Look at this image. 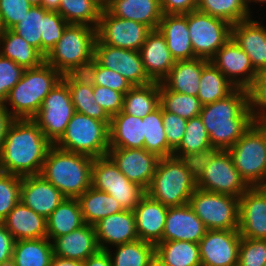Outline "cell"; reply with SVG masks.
Masks as SVG:
<instances>
[{"label": "cell", "instance_id": "6f0895ef", "mask_svg": "<svg viewBox=\"0 0 266 266\" xmlns=\"http://www.w3.org/2000/svg\"><path fill=\"white\" fill-rule=\"evenodd\" d=\"M218 151L217 147L211 146L196 153L184 154L180 159L184 162L186 169L197 180Z\"/></svg>", "mask_w": 266, "mask_h": 266}, {"label": "cell", "instance_id": "e575fe53", "mask_svg": "<svg viewBox=\"0 0 266 266\" xmlns=\"http://www.w3.org/2000/svg\"><path fill=\"white\" fill-rule=\"evenodd\" d=\"M84 224L78 200L65 198L47 218V238L52 242Z\"/></svg>", "mask_w": 266, "mask_h": 266}, {"label": "cell", "instance_id": "8c879c8a", "mask_svg": "<svg viewBox=\"0 0 266 266\" xmlns=\"http://www.w3.org/2000/svg\"><path fill=\"white\" fill-rule=\"evenodd\" d=\"M103 8L105 7L107 0H96Z\"/></svg>", "mask_w": 266, "mask_h": 266}, {"label": "cell", "instance_id": "44dd1931", "mask_svg": "<svg viewBox=\"0 0 266 266\" xmlns=\"http://www.w3.org/2000/svg\"><path fill=\"white\" fill-rule=\"evenodd\" d=\"M207 229L189 204L168 207L162 241H190L199 244Z\"/></svg>", "mask_w": 266, "mask_h": 266}, {"label": "cell", "instance_id": "89a4df30", "mask_svg": "<svg viewBox=\"0 0 266 266\" xmlns=\"http://www.w3.org/2000/svg\"><path fill=\"white\" fill-rule=\"evenodd\" d=\"M28 2H29L32 6H41V5H42V0H28Z\"/></svg>", "mask_w": 266, "mask_h": 266}, {"label": "cell", "instance_id": "3957f363", "mask_svg": "<svg viewBox=\"0 0 266 266\" xmlns=\"http://www.w3.org/2000/svg\"><path fill=\"white\" fill-rule=\"evenodd\" d=\"M94 158L66 151L52 144L47 151L40 175L65 198H78L91 187Z\"/></svg>", "mask_w": 266, "mask_h": 266}, {"label": "cell", "instance_id": "ba28073f", "mask_svg": "<svg viewBox=\"0 0 266 266\" xmlns=\"http://www.w3.org/2000/svg\"><path fill=\"white\" fill-rule=\"evenodd\" d=\"M227 151L250 187L266 182V132L256 122Z\"/></svg>", "mask_w": 266, "mask_h": 266}, {"label": "cell", "instance_id": "30bf717a", "mask_svg": "<svg viewBox=\"0 0 266 266\" xmlns=\"http://www.w3.org/2000/svg\"><path fill=\"white\" fill-rule=\"evenodd\" d=\"M91 186L112 196L124 210L133 211L146 191L119 171L106 155L94 158Z\"/></svg>", "mask_w": 266, "mask_h": 266}, {"label": "cell", "instance_id": "9a60e30c", "mask_svg": "<svg viewBox=\"0 0 266 266\" xmlns=\"http://www.w3.org/2000/svg\"><path fill=\"white\" fill-rule=\"evenodd\" d=\"M94 59L101 66L121 74L132 86L153 82L146 73L140 51L112 47L96 39Z\"/></svg>", "mask_w": 266, "mask_h": 266}, {"label": "cell", "instance_id": "ab89813d", "mask_svg": "<svg viewBox=\"0 0 266 266\" xmlns=\"http://www.w3.org/2000/svg\"><path fill=\"white\" fill-rule=\"evenodd\" d=\"M144 122L143 148L156 154L159 158L173 156V150L168 146L162 119V107L142 118Z\"/></svg>", "mask_w": 266, "mask_h": 266}, {"label": "cell", "instance_id": "8992f818", "mask_svg": "<svg viewBox=\"0 0 266 266\" xmlns=\"http://www.w3.org/2000/svg\"><path fill=\"white\" fill-rule=\"evenodd\" d=\"M196 179L175 156L160 158L146 194L166 207L187 204L196 190Z\"/></svg>", "mask_w": 266, "mask_h": 266}, {"label": "cell", "instance_id": "4fadbf2b", "mask_svg": "<svg viewBox=\"0 0 266 266\" xmlns=\"http://www.w3.org/2000/svg\"><path fill=\"white\" fill-rule=\"evenodd\" d=\"M199 189L240 197L250 186L241 177L227 150H219L196 180Z\"/></svg>", "mask_w": 266, "mask_h": 266}, {"label": "cell", "instance_id": "7a4b0ae2", "mask_svg": "<svg viewBox=\"0 0 266 266\" xmlns=\"http://www.w3.org/2000/svg\"><path fill=\"white\" fill-rule=\"evenodd\" d=\"M199 116L211 146L219 150L232 147L254 123L245 88H235L225 98L203 105Z\"/></svg>", "mask_w": 266, "mask_h": 266}, {"label": "cell", "instance_id": "680465c9", "mask_svg": "<svg viewBox=\"0 0 266 266\" xmlns=\"http://www.w3.org/2000/svg\"><path fill=\"white\" fill-rule=\"evenodd\" d=\"M163 14H186L197 10V0H159Z\"/></svg>", "mask_w": 266, "mask_h": 266}, {"label": "cell", "instance_id": "2e32d148", "mask_svg": "<svg viewBox=\"0 0 266 266\" xmlns=\"http://www.w3.org/2000/svg\"><path fill=\"white\" fill-rule=\"evenodd\" d=\"M240 241L238 229L207 230L199 242L202 266H237Z\"/></svg>", "mask_w": 266, "mask_h": 266}, {"label": "cell", "instance_id": "e0dca14e", "mask_svg": "<svg viewBox=\"0 0 266 266\" xmlns=\"http://www.w3.org/2000/svg\"><path fill=\"white\" fill-rule=\"evenodd\" d=\"M107 155L129 181L148 189L160 159L156 154L144 148H109Z\"/></svg>", "mask_w": 266, "mask_h": 266}, {"label": "cell", "instance_id": "7402d4cb", "mask_svg": "<svg viewBox=\"0 0 266 266\" xmlns=\"http://www.w3.org/2000/svg\"><path fill=\"white\" fill-rule=\"evenodd\" d=\"M94 228L100 250H108L111 246L114 247L139 239L135 216L130 210H123L102 218L94 225Z\"/></svg>", "mask_w": 266, "mask_h": 266}, {"label": "cell", "instance_id": "d6a6232c", "mask_svg": "<svg viewBox=\"0 0 266 266\" xmlns=\"http://www.w3.org/2000/svg\"><path fill=\"white\" fill-rule=\"evenodd\" d=\"M0 54L24 70L39 67L45 62V56L38 49L12 30H3L0 37Z\"/></svg>", "mask_w": 266, "mask_h": 266}, {"label": "cell", "instance_id": "83f0119b", "mask_svg": "<svg viewBox=\"0 0 266 266\" xmlns=\"http://www.w3.org/2000/svg\"><path fill=\"white\" fill-rule=\"evenodd\" d=\"M111 15L133 20L157 30L163 17L159 0H107L104 7Z\"/></svg>", "mask_w": 266, "mask_h": 266}, {"label": "cell", "instance_id": "5bb4252c", "mask_svg": "<svg viewBox=\"0 0 266 266\" xmlns=\"http://www.w3.org/2000/svg\"><path fill=\"white\" fill-rule=\"evenodd\" d=\"M151 31L142 23L113 16L103 8L96 28V39L101 44L140 51Z\"/></svg>", "mask_w": 266, "mask_h": 266}, {"label": "cell", "instance_id": "7c38bea8", "mask_svg": "<svg viewBox=\"0 0 266 266\" xmlns=\"http://www.w3.org/2000/svg\"><path fill=\"white\" fill-rule=\"evenodd\" d=\"M232 25L199 10L188 13V31L194 55L210 60L230 38Z\"/></svg>", "mask_w": 266, "mask_h": 266}, {"label": "cell", "instance_id": "52a82bcc", "mask_svg": "<svg viewBox=\"0 0 266 266\" xmlns=\"http://www.w3.org/2000/svg\"><path fill=\"white\" fill-rule=\"evenodd\" d=\"M110 123L75 112L65 133L54 145L92 158L106 156L109 150Z\"/></svg>", "mask_w": 266, "mask_h": 266}, {"label": "cell", "instance_id": "d4e9b609", "mask_svg": "<svg viewBox=\"0 0 266 266\" xmlns=\"http://www.w3.org/2000/svg\"><path fill=\"white\" fill-rule=\"evenodd\" d=\"M158 30L165 37L167 47L175 61L197 58L188 31V13L163 14Z\"/></svg>", "mask_w": 266, "mask_h": 266}, {"label": "cell", "instance_id": "ee69618b", "mask_svg": "<svg viewBox=\"0 0 266 266\" xmlns=\"http://www.w3.org/2000/svg\"><path fill=\"white\" fill-rule=\"evenodd\" d=\"M160 106L165 111L189 120L199 116L203 105L198 97L168 90L160 82Z\"/></svg>", "mask_w": 266, "mask_h": 266}, {"label": "cell", "instance_id": "277c9868", "mask_svg": "<svg viewBox=\"0 0 266 266\" xmlns=\"http://www.w3.org/2000/svg\"><path fill=\"white\" fill-rule=\"evenodd\" d=\"M62 78L63 75L46 62L39 67L25 69L3 104L14 119H32L44 98Z\"/></svg>", "mask_w": 266, "mask_h": 266}, {"label": "cell", "instance_id": "ffe728a7", "mask_svg": "<svg viewBox=\"0 0 266 266\" xmlns=\"http://www.w3.org/2000/svg\"><path fill=\"white\" fill-rule=\"evenodd\" d=\"M64 199L62 193L41 175L22 177L20 202L46 219Z\"/></svg>", "mask_w": 266, "mask_h": 266}, {"label": "cell", "instance_id": "9f6ffc18", "mask_svg": "<svg viewBox=\"0 0 266 266\" xmlns=\"http://www.w3.org/2000/svg\"><path fill=\"white\" fill-rule=\"evenodd\" d=\"M162 119L168 146L174 151L185 134L187 120L162 108Z\"/></svg>", "mask_w": 266, "mask_h": 266}, {"label": "cell", "instance_id": "4316f807", "mask_svg": "<svg viewBox=\"0 0 266 266\" xmlns=\"http://www.w3.org/2000/svg\"><path fill=\"white\" fill-rule=\"evenodd\" d=\"M140 54L147 75L156 82H161L175 64L166 39L158 29L152 30L147 35Z\"/></svg>", "mask_w": 266, "mask_h": 266}, {"label": "cell", "instance_id": "cb8c5ba5", "mask_svg": "<svg viewBox=\"0 0 266 266\" xmlns=\"http://www.w3.org/2000/svg\"><path fill=\"white\" fill-rule=\"evenodd\" d=\"M168 207L144 194L133 210L139 240L157 245L162 241Z\"/></svg>", "mask_w": 266, "mask_h": 266}, {"label": "cell", "instance_id": "94428289", "mask_svg": "<svg viewBox=\"0 0 266 266\" xmlns=\"http://www.w3.org/2000/svg\"><path fill=\"white\" fill-rule=\"evenodd\" d=\"M14 118L10 115L7 108L0 102V150L3 145V141L6 137L7 130L13 122Z\"/></svg>", "mask_w": 266, "mask_h": 266}, {"label": "cell", "instance_id": "f1b7e54d", "mask_svg": "<svg viewBox=\"0 0 266 266\" xmlns=\"http://www.w3.org/2000/svg\"><path fill=\"white\" fill-rule=\"evenodd\" d=\"M2 223L15 240L47 237V219L22 202L15 205Z\"/></svg>", "mask_w": 266, "mask_h": 266}, {"label": "cell", "instance_id": "ac0fdd59", "mask_svg": "<svg viewBox=\"0 0 266 266\" xmlns=\"http://www.w3.org/2000/svg\"><path fill=\"white\" fill-rule=\"evenodd\" d=\"M210 61L236 88L247 89L257 75L249 56L232 37L218 49Z\"/></svg>", "mask_w": 266, "mask_h": 266}, {"label": "cell", "instance_id": "836d02e7", "mask_svg": "<svg viewBox=\"0 0 266 266\" xmlns=\"http://www.w3.org/2000/svg\"><path fill=\"white\" fill-rule=\"evenodd\" d=\"M85 224L95 225L109 215L123 211L121 205L108 193L92 186L77 198Z\"/></svg>", "mask_w": 266, "mask_h": 266}, {"label": "cell", "instance_id": "b9f144b4", "mask_svg": "<svg viewBox=\"0 0 266 266\" xmlns=\"http://www.w3.org/2000/svg\"><path fill=\"white\" fill-rule=\"evenodd\" d=\"M112 248L106 250L112 266H147L155 254V245L139 239Z\"/></svg>", "mask_w": 266, "mask_h": 266}, {"label": "cell", "instance_id": "f546056e", "mask_svg": "<svg viewBox=\"0 0 266 266\" xmlns=\"http://www.w3.org/2000/svg\"><path fill=\"white\" fill-rule=\"evenodd\" d=\"M62 79L68 84L75 112L103 122H111V117L95 101L93 84L84 73L65 74Z\"/></svg>", "mask_w": 266, "mask_h": 266}, {"label": "cell", "instance_id": "681fc988", "mask_svg": "<svg viewBox=\"0 0 266 266\" xmlns=\"http://www.w3.org/2000/svg\"><path fill=\"white\" fill-rule=\"evenodd\" d=\"M68 23L56 11L47 10L43 15L41 29V53L46 57L62 37Z\"/></svg>", "mask_w": 266, "mask_h": 266}, {"label": "cell", "instance_id": "d590c367", "mask_svg": "<svg viewBox=\"0 0 266 266\" xmlns=\"http://www.w3.org/2000/svg\"><path fill=\"white\" fill-rule=\"evenodd\" d=\"M160 106V82L132 86L124 94L123 112L144 118Z\"/></svg>", "mask_w": 266, "mask_h": 266}, {"label": "cell", "instance_id": "d6986e66", "mask_svg": "<svg viewBox=\"0 0 266 266\" xmlns=\"http://www.w3.org/2000/svg\"><path fill=\"white\" fill-rule=\"evenodd\" d=\"M238 230L243 238L266 239V194L259 186L239 197Z\"/></svg>", "mask_w": 266, "mask_h": 266}, {"label": "cell", "instance_id": "bcb514c9", "mask_svg": "<svg viewBox=\"0 0 266 266\" xmlns=\"http://www.w3.org/2000/svg\"><path fill=\"white\" fill-rule=\"evenodd\" d=\"M46 11L42 6H32L21 21L11 29L40 52L43 15Z\"/></svg>", "mask_w": 266, "mask_h": 266}, {"label": "cell", "instance_id": "f35d334b", "mask_svg": "<svg viewBox=\"0 0 266 266\" xmlns=\"http://www.w3.org/2000/svg\"><path fill=\"white\" fill-rule=\"evenodd\" d=\"M155 253L169 266H202L199 244L190 241H161Z\"/></svg>", "mask_w": 266, "mask_h": 266}, {"label": "cell", "instance_id": "7bdbcfd3", "mask_svg": "<svg viewBox=\"0 0 266 266\" xmlns=\"http://www.w3.org/2000/svg\"><path fill=\"white\" fill-rule=\"evenodd\" d=\"M197 10L231 25L252 17L245 0H197Z\"/></svg>", "mask_w": 266, "mask_h": 266}, {"label": "cell", "instance_id": "f6af8a7d", "mask_svg": "<svg viewBox=\"0 0 266 266\" xmlns=\"http://www.w3.org/2000/svg\"><path fill=\"white\" fill-rule=\"evenodd\" d=\"M211 147L210 138L200 116L187 120L185 134L179 146L173 151V156L181 158L184 154Z\"/></svg>", "mask_w": 266, "mask_h": 266}, {"label": "cell", "instance_id": "11a10c76", "mask_svg": "<svg viewBox=\"0 0 266 266\" xmlns=\"http://www.w3.org/2000/svg\"><path fill=\"white\" fill-rule=\"evenodd\" d=\"M95 101L112 117L123 110L124 94L108 87L93 85Z\"/></svg>", "mask_w": 266, "mask_h": 266}, {"label": "cell", "instance_id": "34e18365", "mask_svg": "<svg viewBox=\"0 0 266 266\" xmlns=\"http://www.w3.org/2000/svg\"><path fill=\"white\" fill-rule=\"evenodd\" d=\"M3 30H4V28H3L1 20H0V37L2 36Z\"/></svg>", "mask_w": 266, "mask_h": 266}, {"label": "cell", "instance_id": "6da1fadb", "mask_svg": "<svg viewBox=\"0 0 266 266\" xmlns=\"http://www.w3.org/2000/svg\"><path fill=\"white\" fill-rule=\"evenodd\" d=\"M51 145L33 119H14L0 150V171L20 177L40 175Z\"/></svg>", "mask_w": 266, "mask_h": 266}, {"label": "cell", "instance_id": "484cf974", "mask_svg": "<svg viewBox=\"0 0 266 266\" xmlns=\"http://www.w3.org/2000/svg\"><path fill=\"white\" fill-rule=\"evenodd\" d=\"M52 246L53 255L83 262L99 250L94 225L89 224L55 238Z\"/></svg>", "mask_w": 266, "mask_h": 266}, {"label": "cell", "instance_id": "03108f58", "mask_svg": "<svg viewBox=\"0 0 266 266\" xmlns=\"http://www.w3.org/2000/svg\"><path fill=\"white\" fill-rule=\"evenodd\" d=\"M147 266H169L156 253L151 257Z\"/></svg>", "mask_w": 266, "mask_h": 266}, {"label": "cell", "instance_id": "91938a15", "mask_svg": "<svg viewBox=\"0 0 266 266\" xmlns=\"http://www.w3.org/2000/svg\"><path fill=\"white\" fill-rule=\"evenodd\" d=\"M15 241L5 225L0 222V263L12 258Z\"/></svg>", "mask_w": 266, "mask_h": 266}, {"label": "cell", "instance_id": "603a6c76", "mask_svg": "<svg viewBox=\"0 0 266 266\" xmlns=\"http://www.w3.org/2000/svg\"><path fill=\"white\" fill-rule=\"evenodd\" d=\"M249 18L231 27V37L249 56L254 70L266 71V26Z\"/></svg>", "mask_w": 266, "mask_h": 266}, {"label": "cell", "instance_id": "60d3db41", "mask_svg": "<svg viewBox=\"0 0 266 266\" xmlns=\"http://www.w3.org/2000/svg\"><path fill=\"white\" fill-rule=\"evenodd\" d=\"M103 7L96 0H60L58 13L68 24L97 28Z\"/></svg>", "mask_w": 266, "mask_h": 266}, {"label": "cell", "instance_id": "8d00e7d4", "mask_svg": "<svg viewBox=\"0 0 266 266\" xmlns=\"http://www.w3.org/2000/svg\"><path fill=\"white\" fill-rule=\"evenodd\" d=\"M52 242L47 238L16 240L12 258L16 266H49Z\"/></svg>", "mask_w": 266, "mask_h": 266}, {"label": "cell", "instance_id": "003e7915", "mask_svg": "<svg viewBox=\"0 0 266 266\" xmlns=\"http://www.w3.org/2000/svg\"><path fill=\"white\" fill-rule=\"evenodd\" d=\"M246 1V5H247V8H248V10H249V12L250 13H252L251 11V8H250V5H249V3H251V2H253V3H263V4H265L266 3V0H245Z\"/></svg>", "mask_w": 266, "mask_h": 266}, {"label": "cell", "instance_id": "74e56055", "mask_svg": "<svg viewBox=\"0 0 266 266\" xmlns=\"http://www.w3.org/2000/svg\"><path fill=\"white\" fill-rule=\"evenodd\" d=\"M199 82L197 97L202 105L223 99L236 88L210 60L203 66Z\"/></svg>", "mask_w": 266, "mask_h": 266}, {"label": "cell", "instance_id": "db71d44e", "mask_svg": "<svg viewBox=\"0 0 266 266\" xmlns=\"http://www.w3.org/2000/svg\"><path fill=\"white\" fill-rule=\"evenodd\" d=\"M24 69L0 54V102L3 103L15 84L21 79Z\"/></svg>", "mask_w": 266, "mask_h": 266}, {"label": "cell", "instance_id": "2644e50d", "mask_svg": "<svg viewBox=\"0 0 266 266\" xmlns=\"http://www.w3.org/2000/svg\"><path fill=\"white\" fill-rule=\"evenodd\" d=\"M266 132V120L257 123Z\"/></svg>", "mask_w": 266, "mask_h": 266}, {"label": "cell", "instance_id": "5b68a950", "mask_svg": "<svg viewBox=\"0 0 266 266\" xmlns=\"http://www.w3.org/2000/svg\"><path fill=\"white\" fill-rule=\"evenodd\" d=\"M96 28L68 24L45 62L62 75L84 73L94 59Z\"/></svg>", "mask_w": 266, "mask_h": 266}, {"label": "cell", "instance_id": "9c48e42d", "mask_svg": "<svg viewBox=\"0 0 266 266\" xmlns=\"http://www.w3.org/2000/svg\"><path fill=\"white\" fill-rule=\"evenodd\" d=\"M188 204L207 230L238 229V197L196 188Z\"/></svg>", "mask_w": 266, "mask_h": 266}, {"label": "cell", "instance_id": "c3c4849f", "mask_svg": "<svg viewBox=\"0 0 266 266\" xmlns=\"http://www.w3.org/2000/svg\"><path fill=\"white\" fill-rule=\"evenodd\" d=\"M22 177L0 171V222L20 202Z\"/></svg>", "mask_w": 266, "mask_h": 266}, {"label": "cell", "instance_id": "753ad0ef", "mask_svg": "<svg viewBox=\"0 0 266 266\" xmlns=\"http://www.w3.org/2000/svg\"><path fill=\"white\" fill-rule=\"evenodd\" d=\"M259 187H260V188L264 191V193L266 194V182L263 183V184H261Z\"/></svg>", "mask_w": 266, "mask_h": 266}, {"label": "cell", "instance_id": "6125c7cd", "mask_svg": "<svg viewBox=\"0 0 266 266\" xmlns=\"http://www.w3.org/2000/svg\"><path fill=\"white\" fill-rule=\"evenodd\" d=\"M84 266H112L108 252L106 250H98L84 261Z\"/></svg>", "mask_w": 266, "mask_h": 266}, {"label": "cell", "instance_id": "a7ac6f4b", "mask_svg": "<svg viewBox=\"0 0 266 266\" xmlns=\"http://www.w3.org/2000/svg\"><path fill=\"white\" fill-rule=\"evenodd\" d=\"M0 266H16L15 261L13 258H10L8 260H5L0 263Z\"/></svg>", "mask_w": 266, "mask_h": 266}, {"label": "cell", "instance_id": "f907efd6", "mask_svg": "<svg viewBox=\"0 0 266 266\" xmlns=\"http://www.w3.org/2000/svg\"><path fill=\"white\" fill-rule=\"evenodd\" d=\"M247 92L249 109L254 122L266 120V71L257 73Z\"/></svg>", "mask_w": 266, "mask_h": 266}, {"label": "cell", "instance_id": "7dc6e473", "mask_svg": "<svg viewBox=\"0 0 266 266\" xmlns=\"http://www.w3.org/2000/svg\"><path fill=\"white\" fill-rule=\"evenodd\" d=\"M84 74L93 85L108 87L122 94L132 87L121 74L101 66L95 59L87 66Z\"/></svg>", "mask_w": 266, "mask_h": 266}, {"label": "cell", "instance_id": "4dcf8cb0", "mask_svg": "<svg viewBox=\"0 0 266 266\" xmlns=\"http://www.w3.org/2000/svg\"><path fill=\"white\" fill-rule=\"evenodd\" d=\"M208 61L204 58L175 61L169 74L161 83L168 90L197 97L202 69Z\"/></svg>", "mask_w": 266, "mask_h": 266}, {"label": "cell", "instance_id": "be15d7a7", "mask_svg": "<svg viewBox=\"0 0 266 266\" xmlns=\"http://www.w3.org/2000/svg\"><path fill=\"white\" fill-rule=\"evenodd\" d=\"M49 266H84V262L53 255Z\"/></svg>", "mask_w": 266, "mask_h": 266}, {"label": "cell", "instance_id": "8fae6325", "mask_svg": "<svg viewBox=\"0 0 266 266\" xmlns=\"http://www.w3.org/2000/svg\"><path fill=\"white\" fill-rule=\"evenodd\" d=\"M75 113L68 84L61 79L44 98L38 113L32 118L45 137L55 144L65 133Z\"/></svg>", "mask_w": 266, "mask_h": 266}, {"label": "cell", "instance_id": "816d5d0a", "mask_svg": "<svg viewBox=\"0 0 266 266\" xmlns=\"http://www.w3.org/2000/svg\"><path fill=\"white\" fill-rule=\"evenodd\" d=\"M266 264V239L241 237L237 266H264Z\"/></svg>", "mask_w": 266, "mask_h": 266}, {"label": "cell", "instance_id": "1f68e13d", "mask_svg": "<svg viewBox=\"0 0 266 266\" xmlns=\"http://www.w3.org/2000/svg\"><path fill=\"white\" fill-rule=\"evenodd\" d=\"M144 122L142 118L123 111L111 117L109 148H143Z\"/></svg>", "mask_w": 266, "mask_h": 266}, {"label": "cell", "instance_id": "e7e4bbea", "mask_svg": "<svg viewBox=\"0 0 266 266\" xmlns=\"http://www.w3.org/2000/svg\"><path fill=\"white\" fill-rule=\"evenodd\" d=\"M42 7L49 11H58L60 0H42Z\"/></svg>", "mask_w": 266, "mask_h": 266}, {"label": "cell", "instance_id": "f5cc1de1", "mask_svg": "<svg viewBox=\"0 0 266 266\" xmlns=\"http://www.w3.org/2000/svg\"><path fill=\"white\" fill-rule=\"evenodd\" d=\"M28 0H0V20L4 30H11L28 13Z\"/></svg>", "mask_w": 266, "mask_h": 266}]
</instances>
